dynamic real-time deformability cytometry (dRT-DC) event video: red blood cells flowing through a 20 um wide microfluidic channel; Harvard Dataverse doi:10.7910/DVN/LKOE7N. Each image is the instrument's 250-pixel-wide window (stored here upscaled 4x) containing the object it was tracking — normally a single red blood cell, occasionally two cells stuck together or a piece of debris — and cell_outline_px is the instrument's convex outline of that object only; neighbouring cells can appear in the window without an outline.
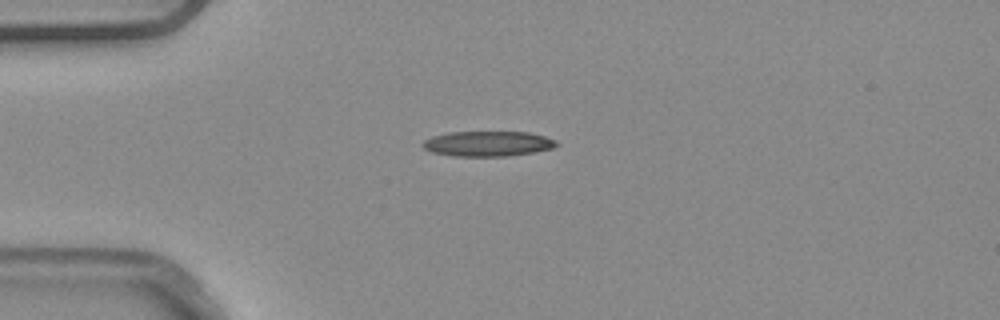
{"species": "common noctule bat (a hibernating species)", "species_latin": "Nyctalus noctula", "temperature_condition": "warm", "stored_images_in_passage": 3, "camera_frame_rate_fps": 3000, "um_per_image_px": 0.085, "animal": {"sex": "male", "body_mass_g": 20.4}, "frame": {"image": 1, "passage_image": 3, "time_ms": 0.667, "image_size_px": [1000, 320], "cell_outline_px": [[560, 144], [552, 148], [532, 152], [508, 156], [452, 156], [432, 152], [424, 148], [420, 144], [424, 140], [432, 136], [448, 132], [528, 132], [544, 136], [556, 140]], "centroid_in_image_um": [41.44, 12.21], "position_along_channel_um": 43.6, "area_um2": 19.65}}